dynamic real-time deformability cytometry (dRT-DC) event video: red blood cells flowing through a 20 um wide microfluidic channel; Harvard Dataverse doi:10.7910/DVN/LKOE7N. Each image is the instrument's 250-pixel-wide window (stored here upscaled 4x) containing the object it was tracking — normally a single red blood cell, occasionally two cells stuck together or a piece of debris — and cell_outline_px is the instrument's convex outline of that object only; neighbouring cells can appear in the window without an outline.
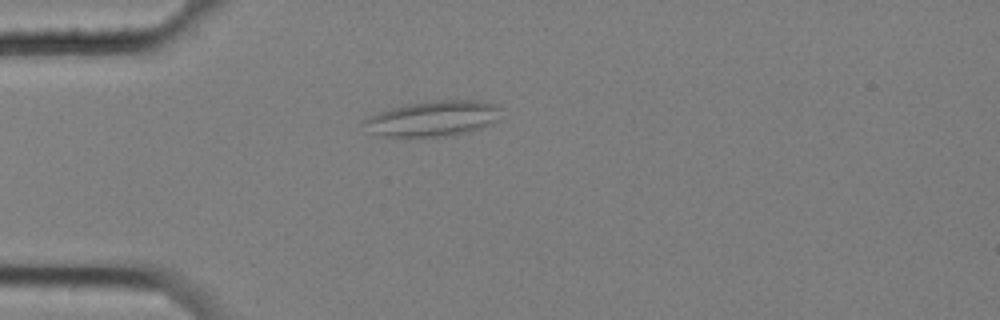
{"species": "common noctule bat (a hibernating species)", "species_latin": "Nyctalus noctula", "temperature_condition": "cold", "stored_images_in_passage": 43, "camera_frame_rate_fps": 3000, "um_per_image_px": 0.085, "animal": {"sex": "female", "body_mass_g": 25.1}, "frame": {"image": 1, "passage_image": 1, "time_ms": 0.0, "image_size_px": [1000, 320], "cell_outline_px": [[500, 120], [492, 124], [468, 132], [452, 136], [376, 136], [360, 124], [360, 120], [368, 116], [404, 104], [436, 100], [476, 100], [500, 104]], "centroid_in_image_um": [36.81, 10.07], "position_along_channel_um": 48.2, "area_um2": 28.84}}
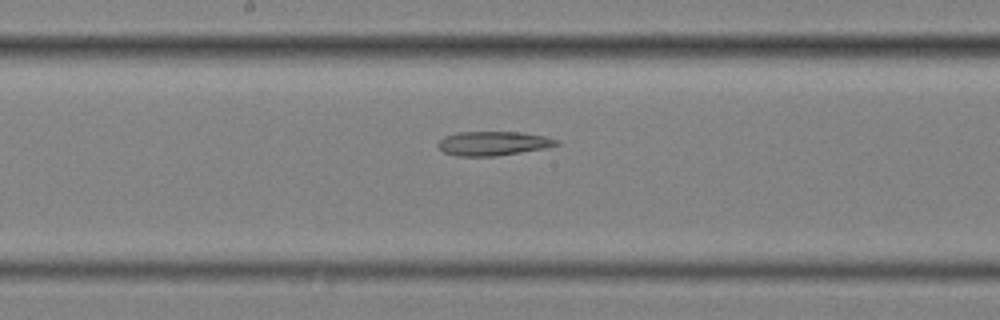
{"frame": {"image": 2, "passage_image": 16, "time_ms": 5.0, "image_size_px": [1000, 320], "cell_outline_px": [[560, 144], [548, 148], [496, 156], [456, 156], [444, 152], [436, 144], [444, 136], [456, 132], [520, 132], [544, 136], [560, 140]], "centroid_in_image_um": [41.94, 12.19], "position_along_channel_um": 206.3, "area_um2": 16.82}}
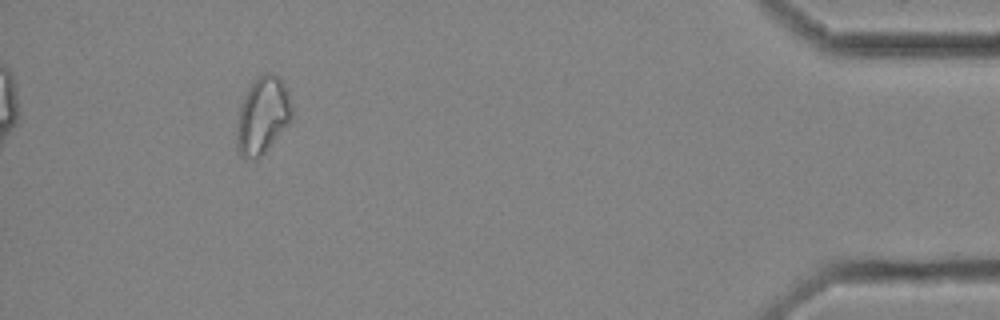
{"frame": {"image": 3, "passage_image": 39, "time_ms": 12.667, "image_size_px": [1000, 320], "cell_outline_px": [[292, 120], [264, 152], [256, 160], [252, 160], [244, 156], [236, 148], [236, 132], [240, 108], [244, 96], [248, 88], [256, 76], [264, 72], [272, 72], [280, 76], [284, 84], [292, 108]], "centroid_in_image_um": [22.32, 9.78], "position_along_channel_um": 412.9, "area_um2": 24.68}}